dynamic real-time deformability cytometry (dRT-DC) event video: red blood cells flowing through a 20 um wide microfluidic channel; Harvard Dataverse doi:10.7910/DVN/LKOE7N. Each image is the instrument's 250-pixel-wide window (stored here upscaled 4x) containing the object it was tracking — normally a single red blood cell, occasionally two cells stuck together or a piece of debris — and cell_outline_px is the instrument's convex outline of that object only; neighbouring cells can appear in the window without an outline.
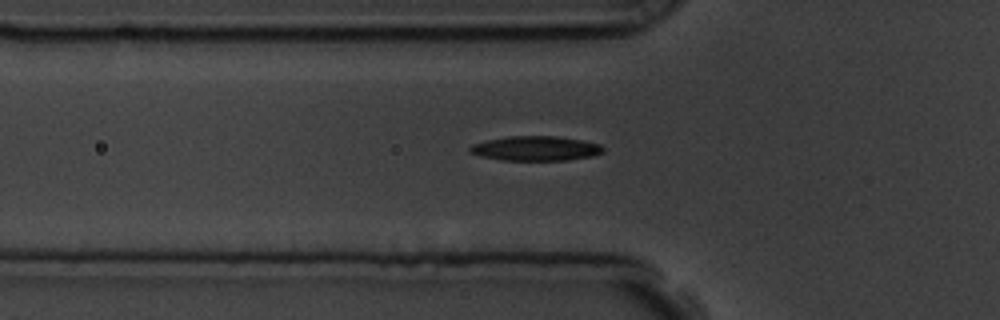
{"species": "common noctule bat (a hibernating species)", "species_latin": "Nyctalus noctula", "temperature_condition": "room temperature", "stored_images_in_passage": 42, "camera_frame_rate_fps": 3000, "um_per_image_px": 0.085, "animal": {"sex": "male", "body_mass_g": 19.5, "forearm_length_mm": 54.6}, "frame": {"image": 1, "passage_image": 5, "time_ms": 1.333, "image_size_px": [1000, 320], "cell_outline_px": [[604, 152], [592, 156], [568, 160], [500, 160], [480, 156], [468, 152], [468, 148], [472, 144], [488, 140], [508, 136], [556, 136], [580, 140], [600, 144], [604, 148]], "centroid_in_image_um": [45.51, 12.62], "position_along_channel_um": 80.3, "area_um2": 19.13}}
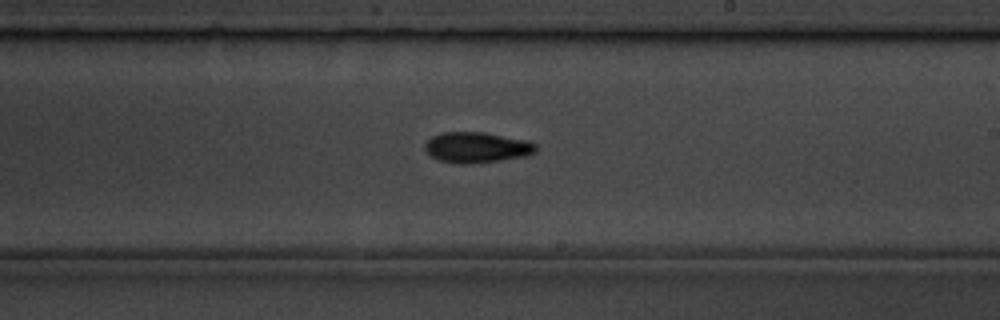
{"frame": {"image": 2, "passage_image": 19, "time_ms": 6.0, "image_size_px": [1000, 320], "cell_outline_px": [[536, 152], [524, 156], [500, 160], [472, 164], [460, 164], [440, 160], [432, 156], [424, 148], [424, 144], [432, 136], [440, 132], [484, 132], [528, 140], [536, 144]], "centroid_in_image_um": [40.52, 12.52], "position_along_channel_um": 248.5, "area_um2": 19.83}}
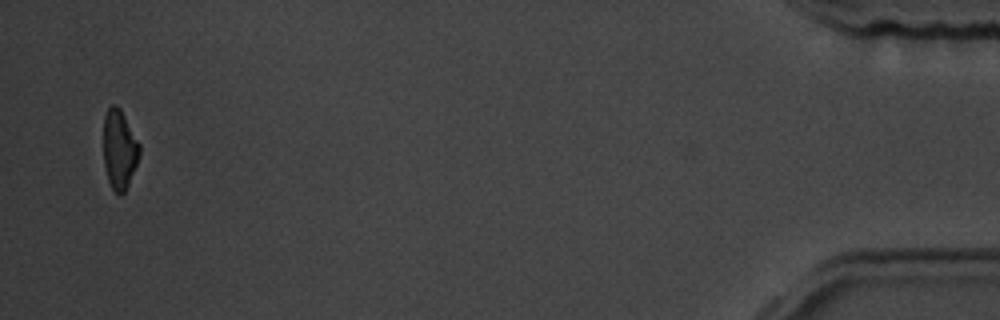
{"frame": {"image": 3, "passage_image": 41, "time_ms": 13.333, "image_size_px": [1000, 320], "cell_outline_px": [[140, 156], [128, 184], [124, 192], [120, 196], [112, 188], [108, 180], [104, 164], [104, 116], [108, 108], [112, 104], [116, 104], [120, 108], [140, 144]], "centroid_in_image_um": [10.15, 12.69], "position_along_channel_um": 425.0, "area_um2": 16.59}, "authors_computed_cell_mechanics": {"area_um2": 18.2937, "velocity_mm_per_s": 3.5981, "shape_relaxation_time_tau1_ms": 2.9643, "shape_relaxation_time_tau2_ms": 7.6439, "deformation_change_tau1": 0.1325, "deformation_change_tau2": 0.1548}}